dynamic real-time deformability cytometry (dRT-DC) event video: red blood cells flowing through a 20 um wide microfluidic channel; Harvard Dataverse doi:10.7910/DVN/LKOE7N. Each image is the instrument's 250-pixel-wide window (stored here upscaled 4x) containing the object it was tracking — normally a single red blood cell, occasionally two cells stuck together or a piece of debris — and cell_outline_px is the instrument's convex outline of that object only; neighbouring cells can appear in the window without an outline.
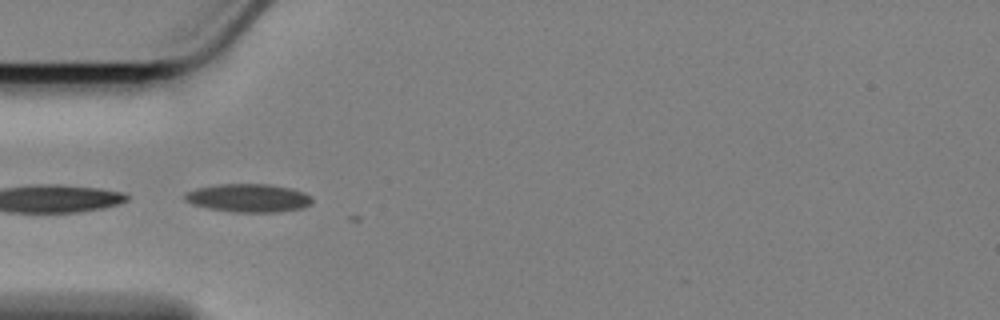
{"species": "Egyptian fruit bat (a non-hibernating species)", "species_latin": "Rousettus aegyptiacus", "temperature_condition": "cold", "stored_images_in_passage": 2, "camera_frame_rate_fps": 3000, "um_per_image_px": 0.085, "animal": {"sex": "female"}, "frame": {"image": 1, "passage_image": 1, "time_ms": 0.0, "image_size_px": [1000, 320], "cell_outline_px": [[312, 204], [304, 208], [280, 212], [232, 212], [208, 208], [192, 204], [184, 200], [184, 196], [188, 192], [196, 188], [216, 184], [268, 184], [292, 188], [304, 192], [312, 196]], "centroid_in_image_um": [21.16, 16.83], "position_along_channel_um": 63.8, "area_um2": 21.21}}